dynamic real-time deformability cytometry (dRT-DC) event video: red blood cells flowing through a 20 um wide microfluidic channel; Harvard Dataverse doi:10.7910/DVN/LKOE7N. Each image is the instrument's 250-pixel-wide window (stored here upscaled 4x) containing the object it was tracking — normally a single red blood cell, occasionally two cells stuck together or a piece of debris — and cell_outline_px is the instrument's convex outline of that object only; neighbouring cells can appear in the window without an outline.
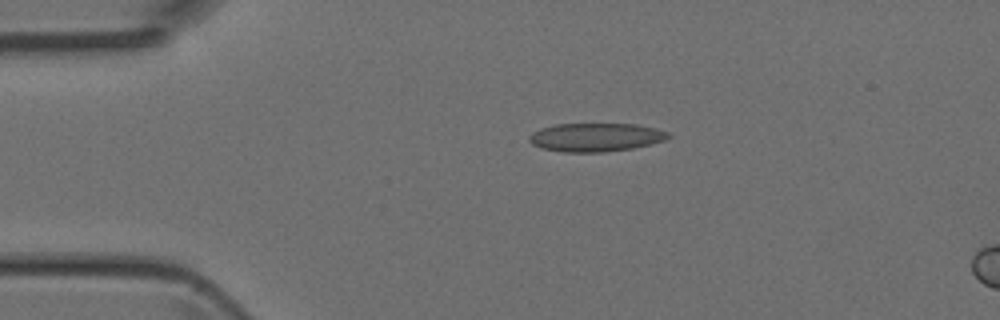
{"species": "Egyptian fruit bat (a non-hibernating species)", "species_latin": "Rousettus aegyptiacus", "temperature_condition": "room temperature", "stored_images_in_passage": 3, "camera_frame_rate_fps": 3000, "um_per_image_px": 0.085, "animal": {"sex": "female"}, "frame": {"image": 1, "passage_image": 1, "time_ms": 0.0, "image_size_px": [1000, 320], "cell_outline_px": [[672, 136], [664, 140], [652, 144], [632, 148], [604, 152], [564, 152], [544, 148], [532, 144], [528, 140], [528, 136], [532, 132], [540, 128], [556, 124], [636, 124], [656, 128], [668, 132]], "centroid_in_image_um": [50.64, 11.66], "position_along_channel_um": 34.4, "area_um2": 23.12}}